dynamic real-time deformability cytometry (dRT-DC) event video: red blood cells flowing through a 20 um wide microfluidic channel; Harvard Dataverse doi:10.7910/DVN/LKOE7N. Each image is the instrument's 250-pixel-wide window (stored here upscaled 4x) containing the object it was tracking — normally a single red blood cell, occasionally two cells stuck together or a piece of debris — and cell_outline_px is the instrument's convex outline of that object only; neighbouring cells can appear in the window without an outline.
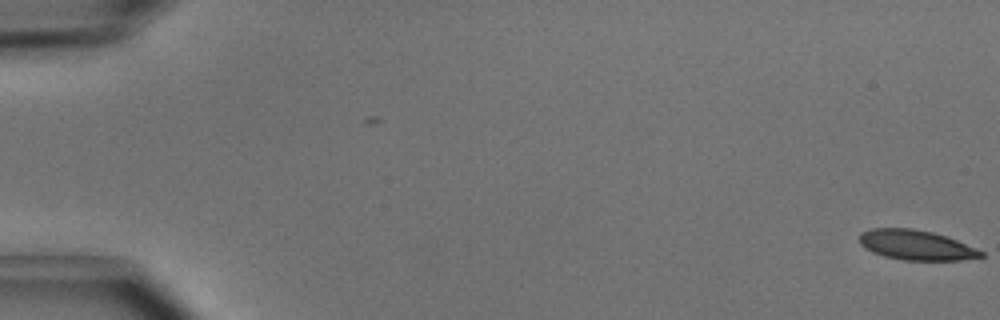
{"species": "common noctule bat (a hibernating species)", "species_latin": "Nyctalus noctula", "temperature_condition": "cold", "stored_images_in_passage": 51, "camera_frame_rate_fps": 3000, "um_per_image_px": 0.085, "animal": {"sex": "male", "body_mass_g": 15.6}, "frame": {"image": 1, "passage_image": 1, "time_ms": 0.0, "image_size_px": [1000, 320], "cell_outline_px": [[984, 256], [960, 260], [904, 260], [884, 256], [872, 252], [864, 248], [860, 244], [860, 232], [872, 228], [912, 228], [932, 232], [956, 240], [984, 252]], "centroid_in_image_um": [77.82, 20.83], "position_along_channel_um": 7.2, "area_um2": 21.04}}
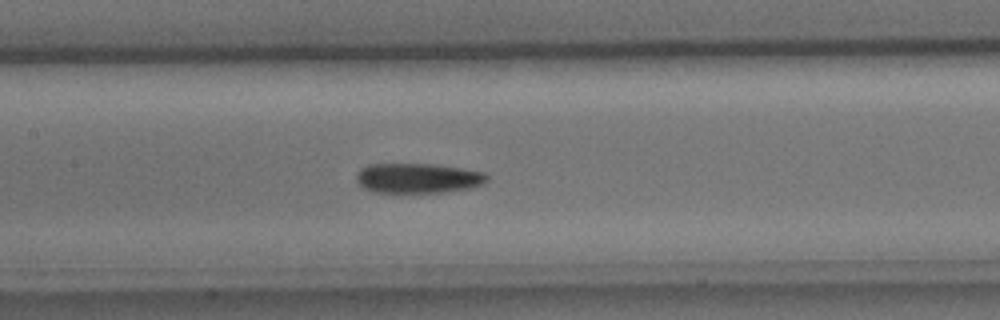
{"frame": {"image": 2, "passage_image": 25, "time_ms": 8.0, "image_size_px": [1000, 320], "cell_outline_px": [[488, 180], [480, 184], [468, 188], [440, 192], [372, 192], [364, 188], [356, 180], [356, 176], [360, 168], [368, 164], [432, 164], [460, 168], [484, 172], [488, 176]], "centroid_in_image_um": [35.48, 15.13], "position_along_channel_um": 171.9, "area_um2": 22.54}}
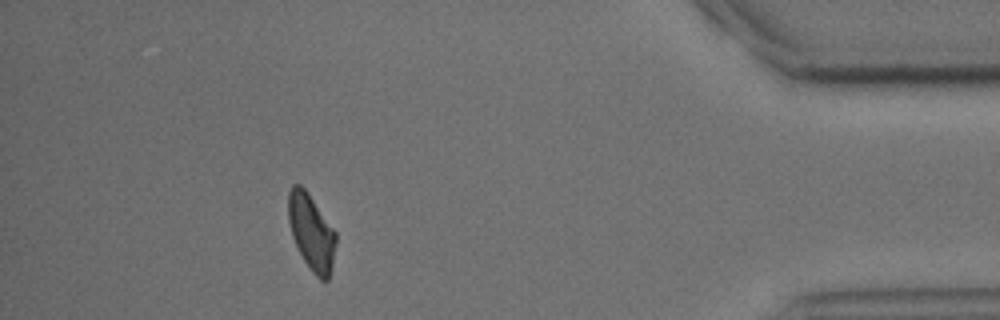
{"frame": {"image": 3, "passage_image": 46, "time_ms": 15.0, "image_size_px": [1000, 320], "cell_outline_px": [[336, 244], [332, 268], [328, 280], [320, 280], [312, 272], [296, 248], [292, 236], [288, 220], [288, 192], [292, 184], [300, 184], [308, 192], [336, 232]], "centroid_in_image_um": [26.46, 19.73], "position_along_channel_um": 408.7, "area_um2": 21.27}, "authors_computed_cell_mechanics": {"area_um2": 22.0218, "velocity_mm_per_s": 4.0469, "shape_relaxation_time_tau1_ms": 6.677, "shape_relaxation_time_tau2_ms": 2.8069, "deformation_change_tau1": 0.1951, "deformation_change_tau2": 0.0799}}